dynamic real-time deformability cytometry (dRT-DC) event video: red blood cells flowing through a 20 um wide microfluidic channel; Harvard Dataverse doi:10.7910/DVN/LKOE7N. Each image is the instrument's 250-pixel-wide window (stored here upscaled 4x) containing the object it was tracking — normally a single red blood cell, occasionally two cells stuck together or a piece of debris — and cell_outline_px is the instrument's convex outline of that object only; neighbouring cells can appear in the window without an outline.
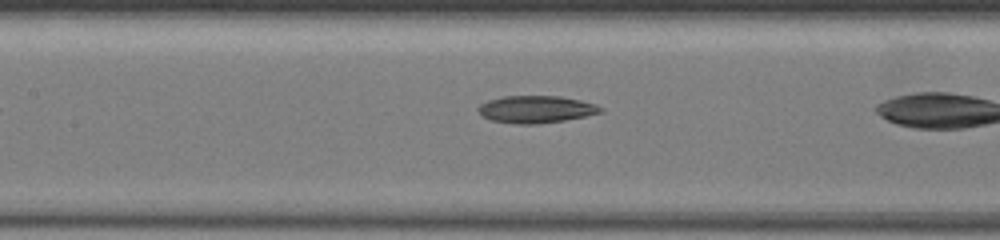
{"species": "common noctule bat (a hibernating species)", "species_latin": "Nyctalus noctula", "temperature_condition": "warm", "stored_images_in_passage": 10, "camera_frame_rate_fps": 3000, "um_per_image_px": 0.085, "animal": {"sex": "female", "body_mass_g": 19.5, "forearm_length_mm": 54.1}, "frame": {"image": 1, "passage_image": 7, "time_ms": 1.0, "image_size_px": [1000, 240], "cell_outline_px": [[604, 112], [564, 120], [536, 124], [516, 124], [492, 120], [484, 116], [476, 108], [480, 104], [488, 100], [504, 96], [560, 96], [580, 100], [596, 104], [604, 108]], "centroid_in_image_um": [45.59, 9.28], "position_along_channel_um": 161.8, "area_um2": 19.36}}